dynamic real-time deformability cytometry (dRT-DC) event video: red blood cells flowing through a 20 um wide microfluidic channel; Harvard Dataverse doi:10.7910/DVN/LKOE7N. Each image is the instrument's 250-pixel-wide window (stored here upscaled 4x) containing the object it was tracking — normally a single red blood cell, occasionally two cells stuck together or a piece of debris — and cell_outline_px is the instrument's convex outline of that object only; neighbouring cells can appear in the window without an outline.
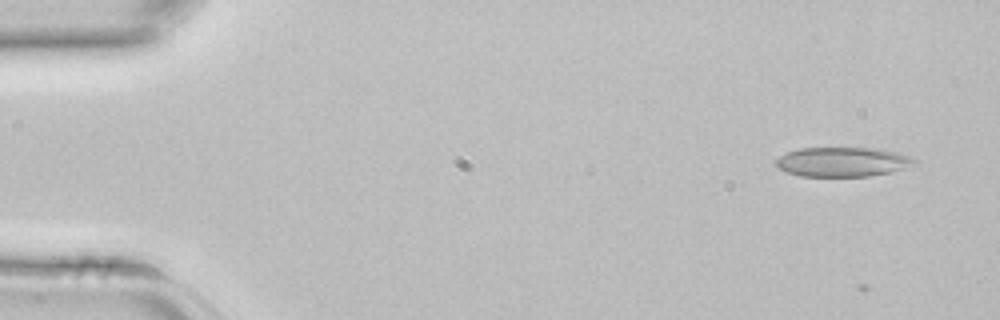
{"species": "common noctule bat (a hibernating species)", "species_latin": "Nyctalus noctula", "temperature_condition": "room temperature", "stored_images_in_passage": 4, "segment_of_instrument_passage": [2, 2], "camera_frame_rate_fps": 3000, "um_per_image_px": 0.085, "animal": {"sex": "female", "body_mass_g": 22.7, "forearm_length_mm": 54.2}, "frame": {"image": 1, "passage_image": 4, "time_ms": 1.0, "image_size_px": [1000, 320], "cell_outline_px": [[916, 164], [892, 172], [868, 176], [800, 176], [788, 172], [780, 168], [776, 164], [776, 160], [780, 156], [788, 152], [800, 148], [880, 148], [900, 152], [912, 156], [916, 160]], "centroid_in_image_um": [71.7, 13.75], "position_along_channel_um": 13.3, "area_um2": 23.87}}